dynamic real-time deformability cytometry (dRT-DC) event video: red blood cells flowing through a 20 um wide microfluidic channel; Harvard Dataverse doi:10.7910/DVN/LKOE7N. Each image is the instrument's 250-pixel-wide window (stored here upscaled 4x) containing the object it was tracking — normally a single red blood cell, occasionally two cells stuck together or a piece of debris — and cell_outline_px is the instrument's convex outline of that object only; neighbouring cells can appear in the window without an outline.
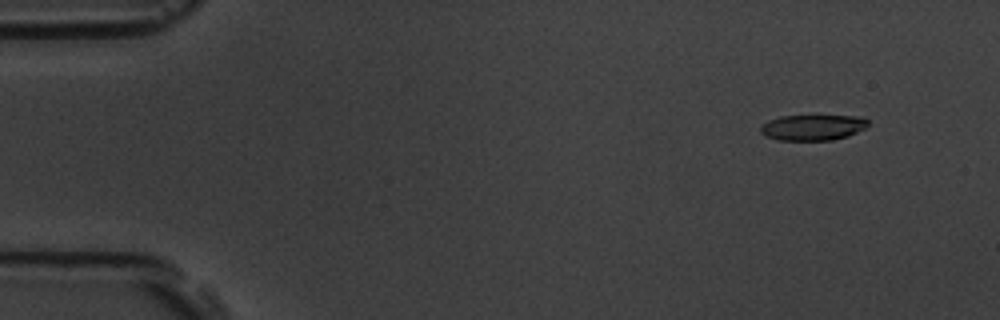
{"species": "common noctule bat (a hibernating species)", "species_latin": "Nyctalus noctula", "temperature_condition": "room temperature", "stored_images_in_passage": 13, "camera_frame_rate_fps": 3000, "um_per_image_px": 0.085, "animal": {"sex": "male", "body_mass_g": 19.5, "forearm_length_mm": 54.6}, "frame": {"image": 1, "passage_image": 6, "time_ms": 1.667, "image_size_px": [1000, 320], "cell_outline_px": [[868, 124], [864, 128], [848, 136], [832, 140], [780, 140], [764, 136], [760, 132], [760, 124], [768, 120], [780, 116], [816, 112], [864, 116], [868, 120]], "centroid_in_image_um": [69.1, 10.75], "position_along_channel_um": 15.9, "area_um2": 17.4}}